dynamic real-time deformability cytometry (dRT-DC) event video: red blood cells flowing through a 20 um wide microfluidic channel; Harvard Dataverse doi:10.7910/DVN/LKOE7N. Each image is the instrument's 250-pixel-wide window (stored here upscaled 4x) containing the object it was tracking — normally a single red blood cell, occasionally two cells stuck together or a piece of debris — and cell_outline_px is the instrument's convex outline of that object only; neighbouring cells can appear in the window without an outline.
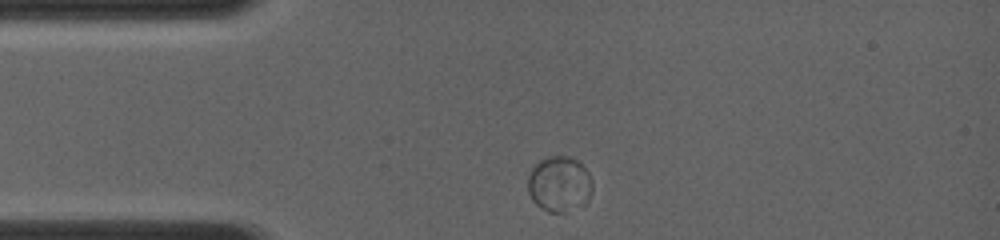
{"species": "common noctule bat (a hibernating species)", "species_latin": "Nyctalus noctula", "temperature_condition": "room temperature", "stored_images_in_passage": 10, "camera_frame_rate_fps": 4000, "um_per_image_px": 0.085, "animal": {"sex": "female", "body_mass_g": 19.0, "forearm_length_mm": 56.7}, "frame": {"image": 1, "passage_image": 1, "time_ms": 0.0, "image_size_px": [1000, 240], "cell_outline_px": [[592, 192], [588, 200], [584, 204], [560, 212], [548, 212], [540, 208], [532, 200], [528, 192], [528, 176], [532, 168], [540, 160], [548, 156], [568, 156], [576, 160], [588, 172], [592, 180]], "centroid_in_image_um": [47.53, 15.64], "position_along_channel_um": 37.5, "area_um2": 20.81}}
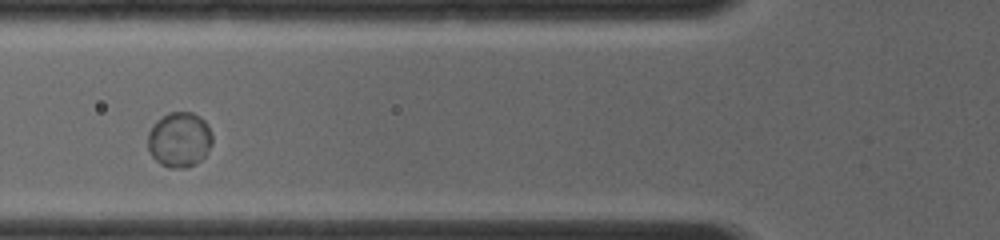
{"frame": {"image": 2, "passage_image": 5, "time_ms": 2.25, "image_size_px": [1000, 240], "cell_outline_px": [[212, 144], [208, 152], [200, 160], [184, 168], [172, 168], [160, 164], [152, 156], [148, 148], [148, 132], [156, 120], [168, 112], [192, 112], [200, 116], [208, 124], [212, 136]], "centroid_in_image_um": [15.25, 11.85], "position_along_channel_um": 110.5, "area_um2": 20.81}}
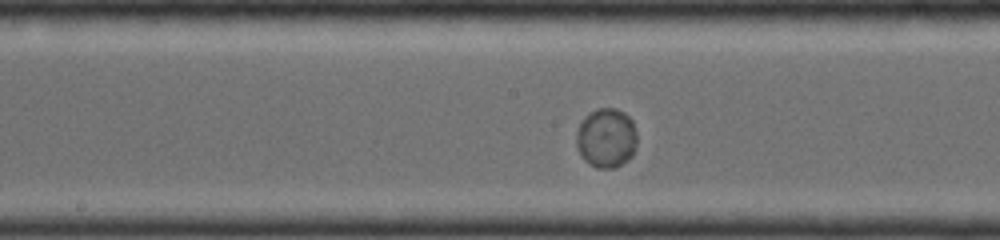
{"frame": {"image": 3, "passage_image": 9, "time_ms": 4.25, "image_size_px": [1000, 240], "cell_outline_px": [[636, 144], [632, 156], [628, 160], [612, 168], [596, 168], [588, 164], [580, 156], [576, 148], [576, 132], [584, 116], [596, 108], [616, 108], [624, 112], [632, 120], [636, 132]], "centroid_in_image_um": [51.51, 11.73], "position_along_channel_um": 196.7, "area_um2": 21.33}}